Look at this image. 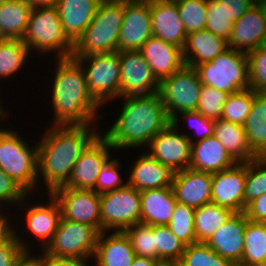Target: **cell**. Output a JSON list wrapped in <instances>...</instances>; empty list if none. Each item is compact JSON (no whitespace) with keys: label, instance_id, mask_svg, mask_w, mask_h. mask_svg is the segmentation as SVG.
<instances>
[{"label":"cell","instance_id":"6da1fadb","mask_svg":"<svg viewBox=\"0 0 266 266\" xmlns=\"http://www.w3.org/2000/svg\"><path fill=\"white\" fill-rule=\"evenodd\" d=\"M90 125H53L51 122V127L45 129L38 142V181L45 184L46 193L68 182L80 155L101 134Z\"/></svg>","mask_w":266,"mask_h":266},{"label":"cell","instance_id":"7a4b0ae2","mask_svg":"<svg viewBox=\"0 0 266 266\" xmlns=\"http://www.w3.org/2000/svg\"><path fill=\"white\" fill-rule=\"evenodd\" d=\"M55 62L57 67L50 88L55 114L53 125L93 124L104 117L105 113L98 111L103 106L89 92L84 70L78 61L70 57L58 58Z\"/></svg>","mask_w":266,"mask_h":266},{"label":"cell","instance_id":"3957f363","mask_svg":"<svg viewBox=\"0 0 266 266\" xmlns=\"http://www.w3.org/2000/svg\"><path fill=\"white\" fill-rule=\"evenodd\" d=\"M119 98H123V109L102 134L114 150L145 147L171 122L158 93Z\"/></svg>","mask_w":266,"mask_h":266},{"label":"cell","instance_id":"277c9868","mask_svg":"<svg viewBox=\"0 0 266 266\" xmlns=\"http://www.w3.org/2000/svg\"><path fill=\"white\" fill-rule=\"evenodd\" d=\"M124 0H102L84 34L74 44L72 56L118 51Z\"/></svg>","mask_w":266,"mask_h":266},{"label":"cell","instance_id":"5b68a950","mask_svg":"<svg viewBox=\"0 0 266 266\" xmlns=\"http://www.w3.org/2000/svg\"><path fill=\"white\" fill-rule=\"evenodd\" d=\"M22 41L30 53L54 51L56 59L70 58L74 52V43L64 32L57 6L33 8Z\"/></svg>","mask_w":266,"mask_h":266},{"label":"cell","instance_id":"8992f818","mask_svg":"<svg viewBox=\"0 0 266 266\" xmlns=\"http://www.w3.org/2000/svg\"><path fill=\"white\" fill-rule=\"evenodd\" d=\"M13 129L0 134V169L29 195L38 188V142L31 144Z\"/></svg>","mask_w":266,"mask_h":266},{"label":"cell","instance_id":"52a82bcc","mask_svg":"<svg viewBox=\"0 0 266 266\" xmlns=\"http://www.w3.org/2000/svg\"><path fill=\"white\" fill-rule=\"evenodd\" d=\"M203 85L228 94L250 88L247 53L227 48L212 61L195 67Z\"/></svg>","mask_w":266,"mask_h":266},{"label":"cell","instance_id":"ba28073f","mask_svg":"<svg viewBox=\"0 0 266 266\" xmlns=\"http://www.w3.org/2000/svg\"><path fill=\"white\" fill-rule=\"evenodd\" d=\"M84 70L87 86L91 95L104 106L120 97V60L118 51L72 56Z\"/></svg>","mask_w":266,"mask_h":266},{"label":"cell","instance_id":"9c48e42d","mask_svg":"<svg viewBox=\"0 0 266 266\" xmlns=\"http://www.w3.org/2000/svg\"><path fill=\"white\" fill-rule=\"evenodd\" d=\"M203 84L195 68L184 65L159 81L158 94L170 120L183 111H196Z\"/></svg>","mask_w":266,"mask_h":266},{"label":"cell","instance_id":"30bf717a","mask_svg":"<svg viewBox=\"0 0 266 266\" xmlns=\"http://www.w3.org/2000/svg\"><path fill=\"white\" fill-rule=\"evenodd\" d=\"M99 234L90 225L61 218L52 240L43 251L56 257L89 262L94 257Z\"/></svg>","mask_w":266,"mask_h":266},{"label":"cell","instance_id":"8fae6325","mask_svg":"<svg viewBox=\"0 0 266 266\" xmlns=\"http://www.w3.org/2000/svg\"><path fill=\"white\" fill-rule=\"evenodd\" d=\"M100 213L101 232L124 231L129 226L139 224L140 191L126 184L122 188L100 194Z\"/></svg>","mask_w":266,"mask_h":266},{"label":"cell","instance_id":"7c38bea8","mask_svg":"<svg viewBox=\"0 0 266 266\" xmlns=\"http://www.w3.org/2000/svg\"><path fill=\"white\" fill-rule=\"evenodd\" d=\"M50 194L59 203L62 218L90 225L101 233L100 194L67 187L56 188Z\"/></svg>","mask_w":266,"mask_h":266},{"label":"cell","instance_id":"4fadbf2b","mask_svg":"<svg viewBox=\"0 0 266 266\" xmlns=\"http://www.w3.org/2000/svg\"><path fill=\"white\" fill-rule=\"evenodd\" d=\"M148 154L174 172L189 168L192 143L170 122L148 144ZM151 150V151H150Z\"/></svg>","mask_w":266,"mask_h":266},{"label":"cell","instance_id":"5bb4252c","mask_svg":"<svg viewBox=\"0 0 266 266\" xmlns=\"http://www.w3.org/2000/svg\"><path fill=\"white\" fill-rule=\"evenodd\" d=\"M151 36V0H124L118 51L140 50Z\"/></svg>","mask_w":266,"mask_h":266},{"label":"cell","instance_id":"9a60e30c","mask_svg":"<svg viewBox=\"0 0 266 266\" xmlns=\"http://www.w3.org/2000/svg\"><path fill=\"white\" fill-rule=\"evenodd\" d=\"M120 97L158 93L159 81L139 50L118 51Z\"/></svg>","mask_w":266,"mask_h":266},{"label":"cell","instance_id":"2e32d148","mask_svg":"<svg viewBox=\"0 0 266 266\" xmlns=\"http://www.w3.org/2000/svg\"><path fill=\"white\" fill-rule=\"evenodd\" d=\"M247 162L214 173L211 202L226 207L234 213L244 212V193Z\"/></svg>","mask_w":266,"mask_h":266},{"label":"cell","instance_id":"e0dca14e","mask_svg":"<svg viewBox=\"0 0 266 266\" xmlns=\"http://www.w3.org/2000/svg\"><path fill=\"white\" fill-rule=\"evenodd\" d=\"M111 149L114 147L101 133L80 155L68 182L62 187L94 190L103 162L112 155Z\"/></svg>","mask_w":266,"mask_h":266},{"label":"cell","instance_id":"ac0fdd59","mask_svg":"<svg viewBox=\"0 0 266 266\" xmlns=\"http://www.w3.org/2000/svg\"><path fill=\"white\" fill-rule=\"evenodd\" d=\"M47 203L37 205L36 202L30 205L28 199L31 194L28 195L18 206L24 208L26 212L24 220L29 233L31 232L37 241H40L41 249L44 250L53 238V235L58 228L59 222L62 218L61 209L59 203L49 193ZM24 203V204H23ZM23 206V207H22ZM26 207V208H25Z\"/></svg>","mask_w":266,"mask_h":266},{"label":"cell","instance_id":"d6986e66","mask_svg":"<svg viewBox=\"0 0 266 266\" xmlns=\"http://www.w3.org/2000/svg\"><path fill=\"white\" fill-rule=\"evenodd\" d=\"M213 174L187 168L177 171L172 188L176 201L191 208H199L211 202Z\"/></svg>","mask_w":266,"mask_h":266},{"label":"cell","instance_id":"ffe728a7","mask_svg":"<svg viewBox=\"0 0 266 266\" xmlns=\"http://www.w3.org/2000/svg\"><path fill=\"white\" fill-rule=\"evenodd\" d=\"M246 223L245 212L233 213L205 243L217 254L238 266L243 255Z\"/></svg>","mask_w":266,"mask_h":266},{"label":"cell","instance_id":"44dd1931","mask_svg":"<svg viewBox=\"0 0 266 266\" xmlns=\"http://www.w3.org/2000/svg\"><path fill=\"white\" fill-rule=\"evenodd\" d=\"M266 35V20L258 4H253L244 15L233 23L229 48L248 53L262 45Z\"/></svg>","mask_w":266,"mask_h":266},{"label":"cell","instance_id":"7402d4cb","mask_svg":"<svg viewBox=\"0 0 266 266\" xmlns=\"http://www.w3.org/2000/svg\"><path fill=\"white\" fill-rule=\"evenodd\" d=\"M153 36L183 49L187 33L175 1L151 0Z\"/></svg>","mask_w":266,"mask_h":266},{"label":"cell","instance_id":"603a6c76","mask_svg":"<svg viewBox=\"0 0 266 266\" xmlns=\"http://www.w3.org/2000/svg\"><path fill=\"white\" fill-rule=\"evenodd\" d=\"M158 81L172 75L185 65L182 48L151 36L140 48Z\"/></svg>","mask_w":266,"mask_h":266},{"label":"cell","instance_id":"cb8c5ba5","mask_svg":"<svg viewBox=\"0 0 266 266\" xmlns=\"http://www.w3.org/2000/svg\"><path fill=\"white\" fill-rule=\"evenodd\" d=\"M131 166L126 181L137 190L172 187L175 172L152 158L147 152L141 153Z\"/></svg>","mask_w":266,"mask_h":266},{"label":"cell","instance_id":"d4e9b609","mask_svg":"<svg viewBox=\"0 0 266 266\" xmlns=\"http://www.w3.org/2000/svg\"><path fill=\"white\" fill-rule=\"evenodd\" d=\"M135 252L124 231H103L98 236L94 266H131Z\"/></svg>","mask_w":266,"mask_h":266},{"label":"cell","instance_id":"484cf974","mask_svg":"<svg viewBox=\"0 0 266 266\" xmlns=\"http://www.w3.org/2000/svg\"><path fill=\"white\" fill-rule=\"evenodd\" d=\"M236 163L214 135L192 143L191 169L214 174L231 168Z\"/></svg>","mask_w":266,"mask_h":266},{"label":"cell","instance_id":"4316f807","mask_svg":"<svg viewBox=\"0 0 266 266\" xmlns=\"http://www.w3.org/2000/svg\"><path fill=\"white\" fill-rule=\"evenodd\" d=\"M102 0H58L57 8L63 29L75 44L92 21Z\"/></svg>","mask_w":266,"mask_h":266},{"label":"cell","instance_id":"83f0119b","mask_svg":"<svg viewBox=\"0 0 266 266\" xmlns=\"http://www.w3.org/2000/svg\"><path fill=\"white\" fill-rule=\"evenodd\" d=\"M140 193V223L150 226L168 225L177 202L173 188L146 189Z\"/></svg>","mask_w":266,"mask_h":266},{"label":"cell","instance_id":"f1b7e54d","mask_svg":"<svg viewBox=\"0 0 266 266\" xmlns=\"http://www.w3.org/2000/svg\"><path fill=\"white\" fill-rule=\"evenodd\" d=\"M227 48L226 40L206 29L188 33L182 49L185 65L195 68L202 63L212 61Z\"/></svg>","mask_w":266,"mask_h":266},{"label":"cell","instance_id":"f546056e","mask_svg":"<svg viewBox=\"0 0 266 266\" xmlns=\"http://www.w3.org/2000/svg\"><path fill=\"white\" fill-rule=\"evenodd\" d=\"M213 135L237 163L257 158L248 143L244 126L218 119L214 121Z\"/></svg>","mask_w":266,"mask_h":266},{"label":"cell","instance_id":"4dcf8cb0","mask_svg":"<svg viewBox=\"0 0 266 266\" xmlns=\"http://www.w3.org/2000/svg\"><path fill=\"white\" fill-rule=\"evenodd\" d=\"M32 9L26 0H10L0 4V38L22 39Z\"/></svg>","mask_w":266,"mask_h":266},{"label":"cell","instance_id":"1f68e13d","mask_svg":"<svg viewBox=\"0 0 266 266\" xmlns=\"http://www.w3.org/2000/svg\"><path fill=\"white\" fill-rule=\"evenodd\" d=\"M243 126L254 154L266 157V93L254 91L253 105Z\"/></svg>","mask_w":266,"mask_h":266},{"label":"cell","instance_id":"d6a6232c","mask_svg":"<svg viewBox=\"0 0 266 266\" xmlns=\"http://www.w3.org/2000/svg\"><path fill=\"white\" fill-rule=\"evenodd\" d=\"M243 255L238 266H266V223L247 219Z\"/></svg>","mask_w":266,"mask_h":266},{"label":"cell","instance_id":"836d02e7","mask_svg":"<svg viewBox=\"0 0 266 266\" xmlns=\"http://www.w3.org/2000/svg\"><path fill=\"white\" fill-rule=\"evenodd\" d=\"M233 213L230 209L212 202L196 208L194 210L196 243L206 242Z\"/></svg>","mask_w":266,"mask_h":266},{"label":"cell","instance_id":"e575fe53","mask_svg":"<svg viewBox=\"0 0 266 266\" xmlns=\"http://www.w3.org/2000/svg\"><path fill=\"white\" fill-rule=\"evenodd\" d=\"M28 56L30 51L22 39L0 38V81L22 69Z\"/></svg>","mask_w":266,"mask_h":266},{"label":"cell","instance_id":"d590c367","mask_svg":"<svg viewBox=\"0 0 266 266\" xmlns=\"http://www.w3.org/2000/svg\"><path fill=\"white\" fill-rule=\"evenodd\" d=\"M254 91L250 88L227 96L221 119L243 126L253 105Z\"/></svg>","mask_w":266,"mask_h":266},{"label":"cell","instance_id":"8d00e7d4","mask_svg":"<svg viewBox=\"0 0 266 266\" xmlns=\"http://www.w3.org/2000/svg\"><path fill=\"white\" fill-rule=\"evenodd\" d=\"M180 266H236L211 249L205 242L186 245Z\"/></svg>","mask_w":266,"mask_h":266},{"label":"cell","instance_id":"74e56055","mask_svg":"<svg viewBox=\"0 0 266 266\" xmlns=\"http://www.w3.org/2000/svg\"><path fill=\"white\" fill-rule=\"evenodd\" d=\"M264 193H266V157H257L247 162L244 212L250 202Z\"/></svg>","mask_w":266,"mask_h":266},{"label":"cell","instance_id":"f35d334b","mask_svg":"<svg viewBox=\"0 0 266 266\" xmlns=\"http://www.w3.org/2000/svg\"><path fill=\"white\" fill-rule=\"evenodd\" d=\"M194 210V208L176 202L174 212L167 225L185 245L196 243Z\"/></svg>","mask_w":266,"mask_h":266},{"label":"cell","instance_id":"ab89813d","mask_svg":"<svg viewBox=\"0 0 266 266\" xmlns=\"http://www.w3.org/2000/svg\"><path fill=\"white\" fill-rule=\"evenodd\" d=\"M131 241L136 256L157 260L155 248V225L134 224L124 230Z\"/></svg>","mask_w":266,"mask_h":266},{"label":"cell","instance_id":"60d3db41","mask_svg":"<svg viewBox=\"0 0 266 266\" xmlns=\"http://www.w3.org/2000/svg\"><path fill=\"white\" fill-rule=\"evenodd\" d=\"M175 2L187 34L206 28L207 0H178Z\"/></svg>","mask_w":266,"mask_h":266},{"label":"cell","instance_id":"b9f144b4","mask_svg":"<svg viewBox=\"0 0 266 266\" xmlns=\"http://www.w3.org/2000/svg\"><path fill=\"white\" fill-rule=\"evenodd\" d=\"M185 244L178 239L167 225H155V248L157 260L180 261L185 249Z\"/></svg>","mask_w":266,"mask_h":266},{"label":"cell","instance_id":"7bdbcfd3","mask_svg":"<svg viewBox=\"0 0 266 266\" xmlns=\"http://www.w3.org/2000/svg\"><path fill=\"white\" fill-rule=\"evenodd\" d=\"M233 24L225 12L224 0H207L206 30L228 41Z\"/></svg>","mask_w":266,"mask_h":266},{"label":"cell","instance_id":"ee69618b","mask_svg":"<svg viewBox=\"0 0 266 266\" xmlns=\"http://www.w3.org/2000/svg\"><path fill=\"white\" fill-rule=\"evenodd\" d=\"M110 155L102 164L99 176L97 178L94 191L98 194L114 191L122 188L127 184L122 178L120 161L116 158H111Z\"/></svg>","mask_w":266,"mask_h":266},{"label":"cell","instance_id":"f6af8a7d","mask_svg":"<svg viewBox=\"0 0 266 266\" xmlns=\"http://www.w3.org/2000/svg\"><path fill=\"white\" fill-rule=\"evenodd\" d=\"M229 94L225 91L203 85L196 111L210 120L221 119V112Z\"/></svg>","mask_w":266,"mask_h":266},{"label":"cell","instance_id":"bcb514c9","mask_svg":"<svg viewBox=\"0 0 266 266\" xmlns=\"http://www.w3.org/2000/svg\"><path fill=\"white\" fill-rule=\"evenodd\" d=\"M13 226L11 232L0 240V266H14L23 251L32 250V245Z\"/></svg>","mask_w":266,"mask_h":266},{"label":"cell","instance_id":"7dc6e473","mask_svg":"<svg viewBox=\"0 0 266 266\" xmlns=\"http://www.w3.org/2000/svg\"><path fill=\"white\" fill-rule=\"evenodd\" d=\"M249 86L257 93H266V49L258 47L247 53Z\"/></svg>","mask_w":266,"mask_h":266},{"label":"cell","instance_id":"c3c4849f","mask_svg":"<svg viewBox=\"0 0 266 266\" xmlns=\"http://www.w3.org/2000/svg\"><path fill=\"white\" fill-rule=\"evenodd\" d=\"M180 115L183 116L182 120L184 118L185 122H187L186 120H188L189 123L187 125H190L191 128H193L196 131V134L199 133L198 134L199 137L196 140H194L192 138L190 133L189 134L188 133L187 134L184 133V135L189 137V140L191 141V143H193L194 141H199V140L205 139V138L213 135V132H214V121L210 120V119H207L200 112H198V111H183V112H180L179 114H177V116L175 118H173L171 120V122L176 127H178L179 123H181L180 122L181 120H179L180 119L179 118ZM190 126H189V128H190Z\"/></svg>","mask_w":266,"mask_h":266},{"label":"cell","instance_id":"681fc988","mask_svg":"<svg viewBox=\"0 0 266 266\" xmlns=\"http://www.w3.org/2000/svg\"><path fill=\"white\" fill-rule=\"evenodd\" d=\"M29 194L0 169V208L19 205ZM7 203V205H5ZM11 204V205H10ZM2 206V207H1Z\"/></svg>","mask_w":266,"mask_h":266},{"label":"cell","instance_id":"f907efd6","mask_svg":"<svg viewBox=\"0 0 266 266\" xmlns=\"http://www.w3.org/2000/svg\"><path fill=\"white\" fill-rule=\"evenodd\" d=\"M245 213L248 220L266 223V193L250 202Z\"/></svg>","mask_w":266,"mask_h":266},{"label":"cell","instance_id":"816d5d0a","mask_svg":"<svg viewBox=\"0 0 266 266\" xmlns=\"http://www.w3.org/2000/svg\"><path fill=\"white\" fill-rule=\"evenodd\" d=\"M225 12L229 18V21L233 24L238 20L246 11L253 6V2L250 0H224Z\"/></svg>","mask_w":266,"mask_h":266},{"label":"cell","instance_id":"f5cc1de1","mask_svg":"<svg viewBox=\"0 0 266 266\" xmlns=\"http://www.w3.org/2000/svg\"><path fill=\"white\" fill-rule=\"evenodd\" d=\"M33 251H23L14 266H46L45 252L34 255Z\"/></svg>","mask_w":266,"mask_h":266},{"label":"cell","instance_id":"db71d44e","mask_svg":"<svg viewBox=\"0 0 266 266\" xmlns=\"http://www.w3.org/2000/svg\"><path fill=\"white\" fill-rule=\"evenodd\" d=\"M46 266H92L88 265V261L77 259V258H67V257H56L45 253Z\"/></svg>","mask_w":266,"mask_h":266},{"label":"cell","instance_id":"11a10c76","mask_svg":"<svg viewBox=\"0 0 266 266\" xmlns=\"http://www.w3.org/2000/svg\"><path fill=\"white\" fill-rule=\"evenodd\" d=\"M3 210V211H2ZM5 209L0 208V235H8L11 232V222H9V215H4Z\"/></svg>","mask_w":266,"mask_h":266},{"label":"cell","instance_id":"9f6ffc18","mask_svg":"<svg viewBox=\"0 0 266 266\" xmlns=\"http://www.w3.org/2000/svg\"><path fill=\"white\" fill-rule=\"evenodd\" d=\"M156 261L148 257L135 256L131 266H155Z\"/></svg>","mask_w":266,"mask_h":266},{"label":"cell","instance_id":"6f0895ef","mask_svg":"<svg viewBox=\"0 0 266 266\" xmlns=\"http://www.w3.org/2000/svg\"><path fill=\"white\" fill-rule=\"evenodd\" d=\"M32 8L56 6L58 0H26Z\"/></svg>","mask_w":266,"mask_h":266},{"label":"cell","instance_id":"680465c9","mask_svg":"<svg viewBox=\"0 0 266 266\" xmlns=\"http://www.w3.org/2000/svg\"><path fill=\"white\" fill-rule=\"evenodd\" d=\"M155 266H180V263L175 260L159 259L156 261Z\"/></svg>","mask_w":266,"mask_h":266},{"label":"cell","instance_id":"91938a15","mask_svg":"<svg viewBox=\"0 0 266 266\" xmlns=\"http://www.w3.org/2000/svg\"><path fill=\"white\" fill-rule=\"evenodd\" d=\"M4 104H0V122H1V120L3 121V120H5L4 118H6V114H7V111L4 109V106H3ZM5 128H1V126H0V134L2 133V131L4 130Z\"/></svg>","mask_w":266,"mask_h":266},{"label":"cell","instance_id":"94428289","mask_svg":"<svg viewBox=\"0 0 266 266\" xmlns=\"http://www.w3.org/2000/svg\"><path fill=\"white\" fill-rule=\"evenodd\" d=\"M263 13V17L266 20V0H261L257 3Z\"/></svg>","mask_w":266,"mask_h":266},{"label":"cell","instance_id":"6125c7cd","mask_svg":"<svg viewBox=\"0 0 266 266\" xmlns=\"http://www.w3.org/2000/svg\"><path fill=\"white\" fill-rule=\"evenodd\" d=\"M261 47H263V48L266 49V35H265V37H264V40H263V42H262Z\"/></svg>","mask_w":266,"mask_h":266},{"label":"cell","instance_id":"be15d7a7","mask_svg":"<svg viewBox=\"0 0 266 266\" xmlns=\"http://www.w3.org/2000/svg\"><path fill=\"white\" fill-rule=\"evenodd\" d=\"M250 1L253 2L254 4H257L261 0H250Z\"/></svg>","mask_w":266,"mask_h":266},{"label":"cell","instance_id":"e7e4bbea","mask_svg":"<svg viewBox=\"0 0 266 266\" xmlns=\"http://www.w3.org/2000/svg\"><path fill=\"white\" fill-rule=\"evenodd\" d=\"M10 0H0V4L4 3V2H8Z\"/></svg>","mask_w":266,"mask_h":266},{"label":"cell","instance_id":"03108f58","mask_svg":"<svg viewBox=\"0 0 266 266\" xmlns=\"http://www.w3.org/2000/svg\"><path fill=\"white\" fill-rule=\"evenodd\" d=\"M6 235H0V240H2Z\"/></svg>","mask_w":266,"mask_h":266}]
</instances>
